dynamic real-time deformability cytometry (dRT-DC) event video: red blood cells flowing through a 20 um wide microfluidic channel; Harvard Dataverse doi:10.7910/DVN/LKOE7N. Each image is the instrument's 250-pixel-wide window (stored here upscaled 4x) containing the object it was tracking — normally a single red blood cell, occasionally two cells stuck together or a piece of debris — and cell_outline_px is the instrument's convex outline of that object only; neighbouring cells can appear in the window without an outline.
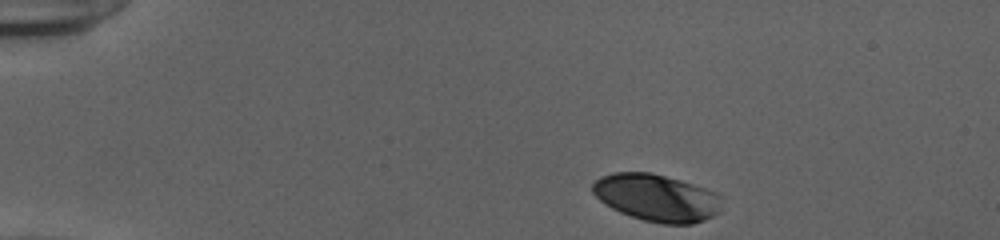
{"species": "human", "species_latin": "Homo sapiens", "temperature_condition": "cold", "stored_images_in_passage": 37, "camera_frame_rate_fps": 3000, "um_per_image_px": 0.085, "donor": {"sex": "female"}, "frame": {"image": 1, "passage_image": 1, "time_ms": 0.0, "image_size_px": [1000, 240], "cell_outline_px": [[724, 196], [716, 212], [712, 216], [704, 220], [692, 224], [664, 224], [644, 220], [620, 212], [604, 204], [592, 192], [592, 184], [600, 176], [616, 172], [648, 172], [680, 180], [716, 192]], "centroid_in_image_um": [55.8, 16.8], "position_along_channel_um": 29.2, "area_um2": 35.32}}
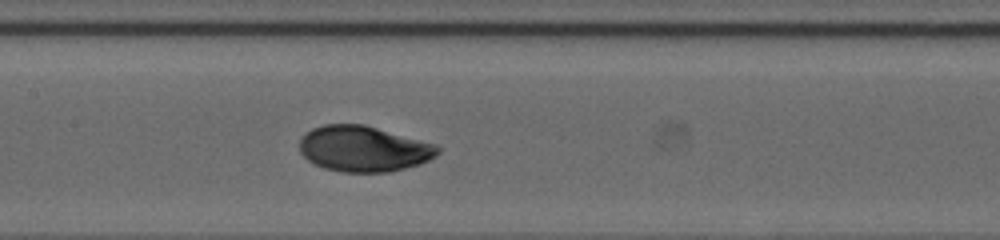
{"frame": {"image": 2, "passage_image": 19, "time_ms": 6.0, "image_size_px": [1000, 240], "cell_outline_px": [[440, 152], [436, 156], [420, 164], [388, 172], [344, 172], [324, 168], [308, 160], [300, 152], [300, 136], [304, 132], [312, 128], [324, 124], [364, 124], [436, 144], [440, 148]], "centroid_in_image_um": [30.9, 12.63], "position_along_channel_um": 176.5, "area_um2": 36.93}}
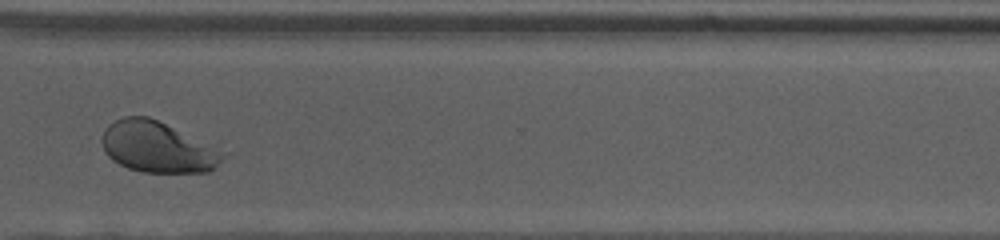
{"frame": {"image": 3, "passage_image": 33, "time_ms": 10.667, "image_size_px": [1000, 240], "cell_outline_px": [[228, 152], [208, 172], [140, 172], [128, 168], [112, 160], [104, 152], [104, 128], [108, 124], [124, 116], [148, 116]], "centroid_in_image_um": [13.39, 12.5], "position_along_channel_um": 357.2, "area_um2": 35.55}, "authors_computed_cell_mechanics": {"area_um2": 36.5296, "velocity_mm_per_s": 3.8711, "shape_relaxation_time_tau1_ms": 3.4608, "shape_relaxation_time_tau2_ms": null, "deformation_change_tau1": 0.1635, "deformation_change_tau2": null}}